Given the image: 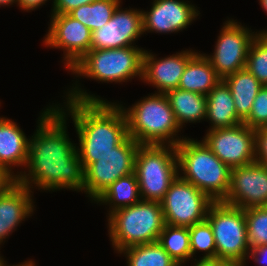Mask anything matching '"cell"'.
<instances>
[{
  "mask_svg": "<svg viewBox=\"0 0 267 266\" xmlns=\"http://www.w3.org/2000/svg\"><path fill=\"white\" fill-rule=\"evenodd\" d=\"M6 262L7 261H5V259L2 257L0 260V266H36L35 261H33V260H27V261H25L23 263H19L17 265H14V264L8 265Z\"/></svg>",
  "mask_w": 267,
  "mask_h": 266,
  "instance_id": "obj_38",
  "label": "cell"
},
{
  "mask_svg": "<svg viewBox=\"0 0 267 266\" xmlns=\"http://www.w3.org/2000/svg\"><path fill=\"white\" fill-rule=\"evenodd\" d=\"M17 182V178L7 169L0 167V196Z\"/></svg>",
  "mask_w": 267,
  "mask_h": 266,
  "instance_id": "obj_35",
  "label": "cell"
},
{
  "mask_svg": "<svg viewBox=\"0 0 267 266\" xmlns=\"http://www.w3.org/2000/svg\"><path fill=\"white\" fill-rule=\"evenodd\" d=\"M221 80L209 60L197 51L187 62L178 88L207 96Z\"/></svg>",
  "mask_w": 267,
  "mask_h": 266,
  "instance_id": "obj_21",
  "label": "cell"
},
{
  "mask_svg": "<svg viewBox=\"0 0 267 266\" xmlns=\"http://www.w3.org/2000/svg\"><path fill=\"white\" fill-rule=\"evenodd\" d=\"M191 258L204 252L200 258H216V246L211 225L207 219L189 227Z\"/></svg>",
  "mask_w": 267,
  "mask_h": 266,
  "instance_id": "obj_30",
  "label": "cell"
},
{
  "mask_svg": "<svg viewBox=\"0 0 267 266\" xmlns=\"http://www.w3.org/2000/svg\"><path fill=\"white\" fill-rule=\"evenodd\" d=\"M185 0H153L148 11H142L143 33H176L191 25L200 15L194 4Z\"/></svg>",
  "mask_w": 267,
  "mask_h": 266,
  "instance_id": "obj_16",
  "label": "cell"
},
{
  "mask_svg": "<svg viewBox=\"0 0 267 266\" xmlns=\"http://www.w3.org/2000/svg\"><path fill=\"white\" fill-rule=\"evenodd\" d=\"M223 81L231 91L237 115L244 121L249 116L254 99L263 85L247 68L225 77Z\"/></svg>",
  "mask_w": 267,
  "mask_h": 266,
  "instance_id": "obj_23",
  "label": "cell"
},
{
  "mask_svg": "<svg viewBox=\"0 0 267 266\" xmlns=\"http://www.w3.org/2000/svg\"><path fill=\"white\" fill-rule=\"evenodd\" d=\"M160 203L167 225L189 228L206 219L214 201L177 176Z\"/></svg>",
  "mask_w": 267,
  "mask_h": 266,
  "instance_id": "obj_10",
  "label": "cell"
},
{
  "mask_svg": "<svg viewBox=\"0 0 267 266\" xmlns=\"http://www.w3.org/2000/svg\"><path fill=\"white\" fill-rule=\"evenodd\" d=\"M121 7L115 9L111 19L92 32L91 49H111L134 46L143 33L142 10ZM133 44V45H132Z\"/></svg>",
  "mask_w": 267,
  "mask_h": 266,
  "instance_id": "obj_15",
  "label": "cell"
},
{
  "mask_svg": "<svg viewBox=\"0 0 267 266\" xmlns=\"http://www.w3.org/2000/svg\"><path fill=\"white\" fill-rule=\"evenodd\" d=\"M139 183L135 172L120 177L107 187L103 193L94 201L101 205H109L108 216L124 207L132 206L141 201Z\"/></svg>",
  "mask_w": 267,
  "mask_h": 266,
  "instance_id": "obj_24",
  "label": "cell"
},
{
  "mask_svg": "<svg viewBox=\"0 0 267 266\" xmlns=\"http://www.w3.org/2000/svg\"><path fill=\"white\" fill-rule=\"evenodd\" d=\"M203 141L230 169L255 162V129L244 123L207 130Z\"/></svg>",
  "mask_w": 267,
  "mask_h": 266,
  "instance_id": "obj_12",
  "label": "cell"
},
{
  "mask_svg": "<svg viewBox=\"0 0 267 266\" xmlns=\"http://www.w3.org/2000/svg\"><path fill=\"white\" fill-rule=\"evenodd\" d=\"M253 259L255 263L267 265V245H260L249 250L248 259Z\"/></svg>",
  "mask_w": 267,
  "mask_h": 266,
  "instance_id": "obj_34",
  "label": "cell"
},
{
  "mask_svg": "<svg viewBox=\"0 0 267 266\" xmlns=\"http://www.w3.org/2000/svg\"><path fill=\"white\" fill-rule=\"evenodd\" d=\"M78 81L67 89L65 104L54 107L64 116L72 118L84 170L99 157L110 153L129 135L127 120L117 101L109 102L83 90ZM70 115V116H69Z\"/></svg>",
  "mask_w": 267,
  "mask_h": 266,
  "instance_id": "obj_2",
  "label": "cell"
},
{
  "mask_svg": "<svg viewBox=\"0 0 267 266\" xmlns=\"http://www.w3.org/2000/svg\"><path fill=\"white\" fill-rule=\"evenodd\" d=\"M33 192L16 182L0 196V245L22 221L33 215Z\"/></svg>",
  "mask_w": 267,
  "mask_h": 266,
  "instance_id": "obj_18",
  "label": "cell"
},
{
  "mask_svg": "<svg viewBox=\"0 0 267 266\" xmlns=\"http://www.w3.org/2000/svg\"><path fill=\"white\" fill-rule=\"evenodd\" d=\"M67 120L68 117H64L54 103L42 110L36 131L29 140L25 167L28 170L17 171L18 183L31 188V191L34 187L53 192L63 188L83 191L84 168L77 144L72 143L68 136Z\"/></svg>",
  "mask_w": 267,
  "mask_h": 266,
  "instance_id": "obj_1",
  "label": "cell"
},
{
  "mask_svg": "<svg viewBox=\"0 0 267 266\" xmlns=\"http://www.w3.org/2000/svg\"><path fill=\"white\" fill-rule=\"evenodd\" d=\"M108 234L116 253L123 249L158 242L166 223L160 202L141 200L107 216Z\"/></svg>",
  "mask_w": 267,
  "mask_h": 266,
  "instance_id": "obj_5",
  "label": "cell"
},
{
  "mask_svg": "<svg viewBox=\"0 0 267 266\" xmlns=\"http://www.w3.org/2000/svg\"><path fill=\"white\" fill-rule=\"evenodd\" d=\"M120 3L121 0H95L90 4L79 6L69 15L93 32L109 22Z\"/></svg>",
  "mask_w": 267,
  "mask_h": 266,
  "instance_id": "obj_27",
  "label": "cell"
},
{
  "mask_svg": "<svg viewBox=\"0 0 267 266\" xmlns=\"http://www.w3.org/2000/svg\"><path fill=\"white\" fill-rule=\"evenodd\" d=\"M158 242L179 266L191 259L189 228L166 224Z\"/></svg>",
  "mask_w": 267,
  "mask_h": 266,
  "instance_id": "obj_26",
  "label": "cell"
},
{
  "mask_svg": "<svg viewBox=\"0 0 267 266\" xmlns=\"http://www.w3.org/2000/svg\"><path fill=\"white\" fill-rule=\"evenodd\" d=\"M139 143L128 136L110 153L99 157L84 170L83 191L95 201L103 191L120 177L134 172Z\"/></svg>",
  "mask_w": 267,
  "mask_h": 266,
  "instance_id": "obj_9",
  "label": "cell"
},
{
  "mask_svg": "<svg viewBox=\"0 0 267 266\" xmlns=\"http://www.w3.org/2000/svg\"><path fill=\"white\" fill-rule=\"evenodd\" d=\"M141 99L129 108L118 102L127 120L128 135L140 145H178L185 137L177 136L181 128L166 94H148Z\"/></svg>",
  "mask_w": 267,
  "mask_h": 266,
  "instance_id": "obj_4",
  "label": "cell"
},
{
  "mask_svg": "<svg viewBox=\"0 0 267 266\" xmlns=\"http://www.w3.org/2000/svg\"><path fill=\"white\" fill-rule=\"evenodd\" d=\"M193 260L195 261L193 266H240L237 263L218 258H200L199 260L194 258Z\"/></svg>",
  "mask_w": 267,
  "mask_h": 266,
  "instance_id": "obj_36",
  "label": "cell"
},
{
  "mask_svg": "<svg viewBox=\"0 0 267 266\" xmlns=\"http://www.w3.org/2000/svg\"><path fill=\"white\" fill-rule=\"evenodd\" d=\"M246 68L263 86H267V32H259L252 41Z\"/></svg>",
  "mask_w": 267,
  "mask_h": 266,
  "instance_id": "obj_28",
  "label": "cell"
},
{
  "mask_svg": "<svg viewBox=\"0 0 267 266\" xmlns=\"http://www.w3.org/2000/svg\"><path fill=\"white\" fill-rule=\"evenodd\" d=\"M249 248L267 245V208L244 209Z\"/></svg>",
  "mask_w": 267,
  "mask_h": 266,
  "instance_id": "obj_29",
  "label": "cell"
},
{
  "mask_svg": "<svg viewBox=\"0 0 267 266\" xmlns=\"http://www.w3.org/2000/svg\"><path fill=\"white\" fill-rule=\"evenodd\" d=\"M50 17L49 30L44 36L43 44L63 50L65 69L70 70L91 50L92 32L69 14H56Z\"/></svg>",
  "mask_w": 267,
  "mask_h": 266,
  "instance_id": "obj_13",
  "label": "cell"
},
{
  "mask_svg": "<svg viewBox=\"0 0 267 266\" xmlns=\"http://www.w3.org/2000/svg\"><path fill=\"white\" fill-rule=\"evenodd\" d=\"M137 45L124 48L91 49L69 71L105 83L142 79L143 53ZM131 79V80H130Z\"/></svg>",
  "mask_w": 267,
  "mask_h": 266,
  "instance_id": "obj_6",
  "label": "cell"
},
{
  "mask_svg": "<svg viewBox=\"0 0 267 266\" xmlns=\"http://www.w3.org/2000/svg\"><path fill=\"white\" fill-rule=\"evenodd\" d=\"M141 199L161 202L170 184L178 176L176 146L139 145L135 157Z\"/></svg>",
  "mask_w": 267,
  "mask_h": 266,
  "instance_id": "obj_7",
  "label": "cell"
},
{
  "mask_svg": "<svg viewBox=\"0 0 267 266\" xmlns=\"http://www.w3.org/2000/svg\"><path fill=\"white\" fill-rule=\"evenodd\" d=\"M118 254L125 255L127 266H179L159 242L130 246Z\"/></svg>",
  "mask_w": 267,
  "mask_h": 266,
  "instance_id": "obj_25",
  "label": "cell"
},
{
  "mask_svg": "<svg viewBox=\"0 0 267 266\" xmlns=\"http://www.w3.org/2000/svg\"><path fill=\"white\" fill-rule=\"evenodd\" d=\"M48 0H18V6L23 11H33L40 6L44 5Z\"/></svg>",
  "mask_w": 267,
  "mask_h": 266,
  "instance_id": "obj_37",
  "label": "cell"
},
{
  "mask_svg": "<svg viewBox=\"0 0 267 266\" xmlns=\"http://www.w3.org/2000/svg\"><path fill=\"white\" fill-rule=\"evenodd\" d=\"M166 96L181 129L188 122L197 123L206 120L207 97L205 95L177 88L168 91Z\"/></svg>",
  "mask_w": 267,
  "mask_h": 266,
  "instance_id": "obj_22",
  "label": "cell"
},
{
  "mask_svg": "<svg viewBox=\"0 0 267 266\" xmlns=\"http://www.w3.org/2000/svg\"><path fill=\"white\" fill-rule=\"evenodd\" d=\"M95 0H53L51 15L69 14L79 6L90 4Z\"/></svg>",
  "mask_w": 267,
  "mask_h": 266,
  "instance_id": "obj_33",
  "label": "cell"
},
{
  "mask_svg": "<svg viewBox=\"0 0 267 266\" xmlns=\"http://www.w3.org/2000/svg\"><path fill=\"white\" fill-rule=\"evenodd\" d=\"M178 176L193 184L214 202L223 201L230 188L231 169L203 140L185 137L176 145Z\"/></svg>",
  "mask_w": 267,
  "mask_h": 266,
  "instance_id": "obj_3",
  "label": "cell"
},
{
  "mask_svg": "<svg viewBox=\"0 0 267 266\" xmlns=\"http://www.w3.org/2000/svg\"><path fill=\"white\" fill-rule=\"evenodd\" d=\"M29 140L16 122L0 117V167L12 170L15 166L26 167L29 152ZM14 166V167H13Z\"/></svg>",
  "mask_w": 267,
  "mask_h": 266,
  "instance_id": "obj_19",
  "label": "cell"
},
{
  "mask_svg": "<svg viewBox=\"0 0 267 266\" xmlns=\"http://www.w3.org/2000/svg\"><path fill=\"white\" fill-rule=\"evenodd\" d=\"M225 204L248 209L267 204V167L258 162L231 169Z\"/></svg>",
  "mask_w": 267,
  "mask_h": 266,
  "instance_id": "obj_14",
  "label": "cell"
},
{
  "mask_svg": "<svg viewBox=\"0 0 267 266\" xmlns=\"http://www.w3.org/2000/svg\"><path fill=\"white\" fill-rule=\"evenodd\" d=\"M255 161L267 167V127L255 129Z\"/></svg>",
  "mask_w": 267,
  "mask_h": 266,
  "instance_id": "obj_32",
  "label": "cell"
},
{
  "mask_svg": "<svg viewBox=\"0 0 267 266\" xmlns=\"http://www.w3.org/2000/svg\"><path fill=\"white\" fill-rule=\"evenodd\" d=\"M259 4L261 5L262 9L267 13V0H259ZM259 32H267V30H261Z\"/></svg>",
  "mask_w": 267,
  "mask_h": 266,
  "instance_id": "obj_40",
  "label": "cell"
},
{
  "mask_svg": "<svg viewBox=\"0 0 267 266\" xmlns=\"http://www.w3.org/2000/svg\"><path fill=\"white\" fill-rule=\"evenodd\" d=\"M216 246V258L245 266L249 254L244 209L214 202L207 213Z\"/></svg>",
  "mask_w": 267,
  "mask_h": 266,
  "instance_id": "obj_8",
  "label": "cell"
},
{
  "mask_svg": "<svg viewBox=\"0 0 267 266\" xmlns=\"http://www.w3.org/2000/svg\"><path fill=\"white\" fill-rule=\"evenodd\" d=\"M206 97V119L211 124L208 130L229 128L243 123L235 110L231 91L223 80Z\"/></svg>",
  "mask_w": 267,
  "mask_h": 266,
  "instance_id": "obj_20",
  "label": "cell"
},
{
  "mask_svg": "<svg viewBox=\"0 0 267 266\" xmlns=\"http://www.w3.org/2000/svg\"><path fill=\"white\" fill-rule=\"evenodd\" d=\"M14 3L17 4L18 6V0H0V7L10 6V5H13Z\"/></svg>",
  "mask_w": 267,
  "mask_h": 266,
  "instance_id": "obj_39",
  "label": "cell"
},
{
  "mask_svg": "<svg viewBox=\"0 0 267 266\" xmlns=\"http://www.w3.org/2000/svg\"><path fill=\"white\" fill-rule=\"evenodd\" d=\"M223 25L213 54H204L222 80L246 68L250 45L259 33L252 32L234 19L228 18Z\"/></svg>",
  "mask_w": 267,
  "mask_h": 266,
  "instance_id": "obj_11",
  "label": "cell"
},
{
  "mask_svg": "<svg viewBox=\"0 0 267 266\" xmlns=\"http://www.w3.org/2000/svg\"><path fill=\"white\" fill-rule=\"evenodd\" d=\"M196 53L195 50L186 49L157 59L154 53L145 49L141 81L154 86L157 89L155 93L166 94L170 90L177 89L187 62Z\"/></svg>",
  "mask_w": 267,
  "mask_h": 266,
  "instance_id": "obj_17",
  "label": "cell"
},
{
  "mask_svg": "<svg viewBox=\"0 0 267 266\" xmlns=\"http://www.w3.org/2000/svg\"><path fill=\"white\" fill-rule=\"evenodd\" d=\"M252 129L267 127V86L256 95L249 116L243 121Z\"/></svg>",
  "mask_w": 267,
  "mask_h": 266,
  "instance_id": "obj_31",
  "label": "cell"
}]
</instances>
